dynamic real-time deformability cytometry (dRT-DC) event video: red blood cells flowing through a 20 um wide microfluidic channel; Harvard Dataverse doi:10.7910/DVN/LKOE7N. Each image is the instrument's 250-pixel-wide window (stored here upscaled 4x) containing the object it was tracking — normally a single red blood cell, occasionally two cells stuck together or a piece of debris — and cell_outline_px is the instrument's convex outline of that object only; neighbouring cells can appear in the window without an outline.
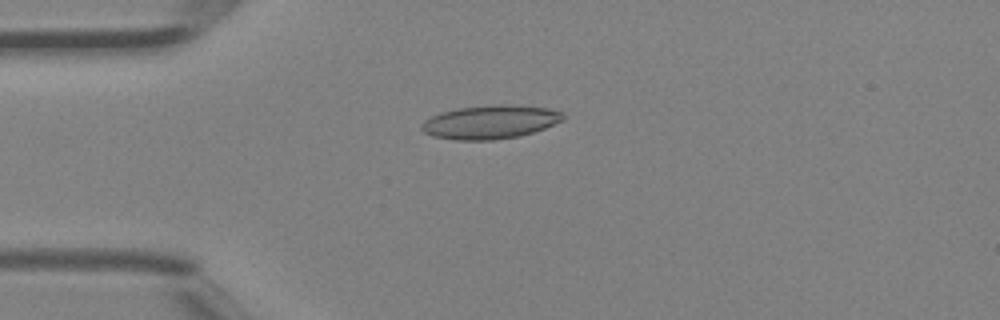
{"species": "Egyptian fruit bat (a non-hibernating species)", "species_latin": "Rousettus aegyptiacus", "temperature_condition": "room temperature", "stored_images_in_passage": 46, "camera_frame_rate_fps": 3000, "um_per_image_px": 0.085, "animal": {"sex": "female"}, "frame": {"image": 1, "passage_image": 12, "time_ms": 3.667, "image_size_px": [1000, 320], "cell_outline_px": [[564, 120], [544, 128], [520, 136], [492, 140], [456, 140], [432, 136], [424, 132], [420, 128], [420, 124], [424, 120], [440, 112], [456, 108], [496, 104], [512, 104], [548, 108], [564, 112]], "centroid_in_image_um": [41.66, 10.36], "position_along_channel_um": 43.3, "area_um2": 27.98}}
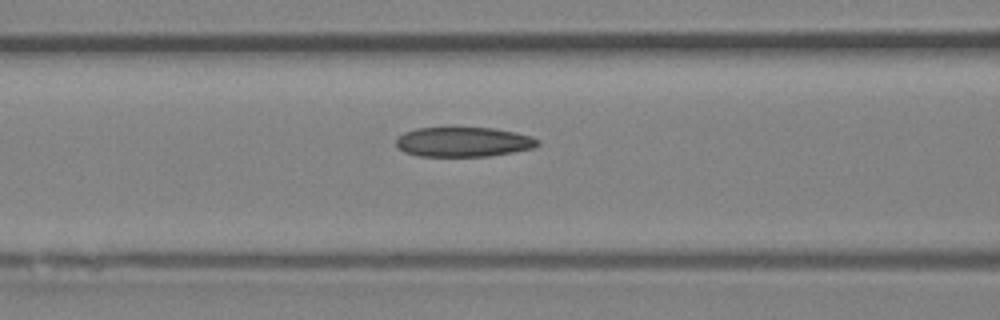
{"frame": {"image": 2, "passage_image": 19, "time_ms": 6.0, "image_size_px": [1000, 320], "cell_outline_px": [[540, 144], [532, 148], [512, 152], [488, 156], [420, 156], [404, 152], [396, 144], [396, 140], [404, 132], [416, 128], [448, 124], [492, 128], [516, 132], [532, 136], [540, 140]], "centroid_in_image_um": [39.37, 12.01], "position_along_channel_um": 127.2, "area_um2": 25.49}}
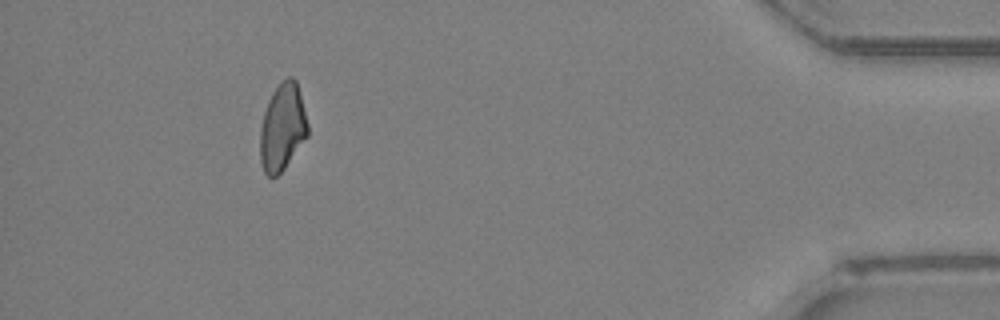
{"frame": {"image": 3, "passage_image": 42, "time_ms": 13.667, "image_size_px": [1000, 320], "cell_outline_px": [[308, 136], [284, 168], [276, 176], [268, 176], [264, 172], [260, 160], [260, 128], [264, 112], [268, 100], [272, 92], [288, 76], [292, 76], [296, 80], [308, 124]], "centroid_in_image_um": [24.0, 10.82], "position_along_channel_um": 411.2, "area_um2": 23.99}, "authors_computed_cell_mechanics": {"area_um2": 24.854, "velocity_mm_per_s": 4.4998, "shape_relaxation_time_tau1_ms": null, "shape_relaxation_time_tau2_ms": 5.7976, "deformation_change_tau1": null, "deformation_change_tau2": 0.1326}}